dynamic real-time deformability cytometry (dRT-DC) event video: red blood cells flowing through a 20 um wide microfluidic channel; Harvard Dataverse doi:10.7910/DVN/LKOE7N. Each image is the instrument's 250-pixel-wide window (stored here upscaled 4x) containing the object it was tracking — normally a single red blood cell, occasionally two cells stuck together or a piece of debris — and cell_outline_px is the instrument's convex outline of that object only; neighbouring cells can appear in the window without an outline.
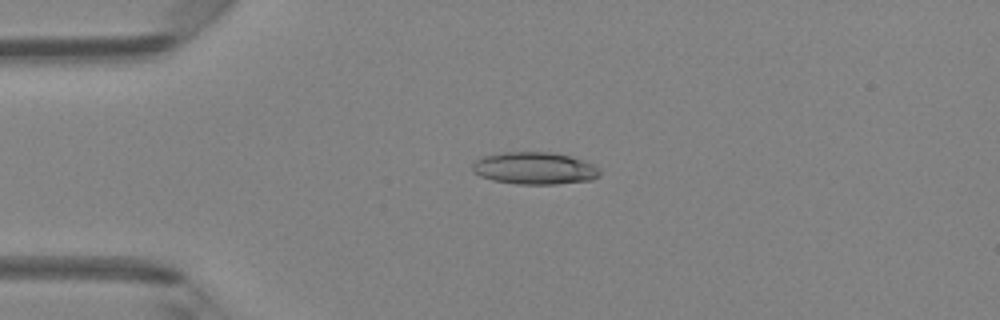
{"species": "Egyptian fruit bat (a non-hibernating species)", "species_latin": "Rousettus aegyptiacus", "temperature_condition": "room temperature", "stored_images_in_passage": 47, "camera_frame_rate_fps": 3000, "um_per_image_px": 0.085, "animal": {"sex": "female"}, "frame": {"image": 1, "passage_image": 11, "time_ms": 3.333, "image_size_px": [1000, 320], "cell_outline_px": [[600, 176], [592, 180], [556, 184], [516, 184], [492, 180], [480, 176], [472, 172], [472, 164], [480, 156], [500, 152], [552, 152], [572, 156], [592, 164], [600, 168]], "centroid_in_image_um": [45.42, 14.3], "position_along_channel_um": 39.6, "area_um2": 24.28}}
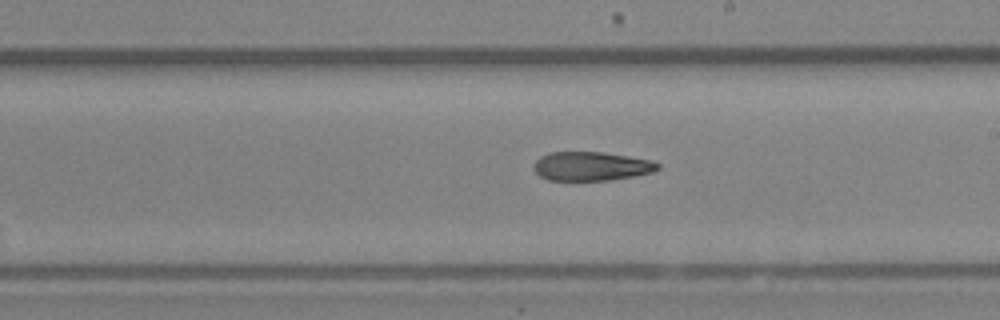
{"frame": {"image": 2, "passage_image": 27, "time_ms": 8.667, "image_size_px": [1000, 320], "cell_outline_px": [[660, 168], [652, 172], [632, 176], [608, 180], [548, 180], [540, 176], [532, 168], [536, 160], [540, 156], [548, 152], [604, 152], [652, 160], [660, 164]], "centroid_in_image_um": [50.24, 14.12], "position_along_channel_um": 238.8, "area_um2": 20.92}}
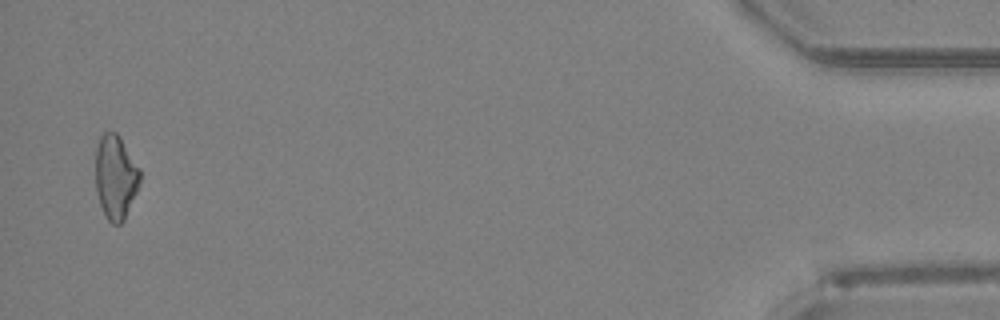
{"frame": {"image": 3, "passage_image": 46, "time_ms": 15.0, "image_size_px": [1000, 320], "cell_outline_px": [[140, 180], [136, 192], [124, 220], [120, 224], [112, 224], [104, 216], [100, 204], [96, 188], [96, 148], [100, 136], [104, 132], [116, 132], [120, 136], [140, 168]], "centroid_in_image_um": [9.82, 15.04], "position_along_channel_um": 425.4, "area_um2": 21.79}}